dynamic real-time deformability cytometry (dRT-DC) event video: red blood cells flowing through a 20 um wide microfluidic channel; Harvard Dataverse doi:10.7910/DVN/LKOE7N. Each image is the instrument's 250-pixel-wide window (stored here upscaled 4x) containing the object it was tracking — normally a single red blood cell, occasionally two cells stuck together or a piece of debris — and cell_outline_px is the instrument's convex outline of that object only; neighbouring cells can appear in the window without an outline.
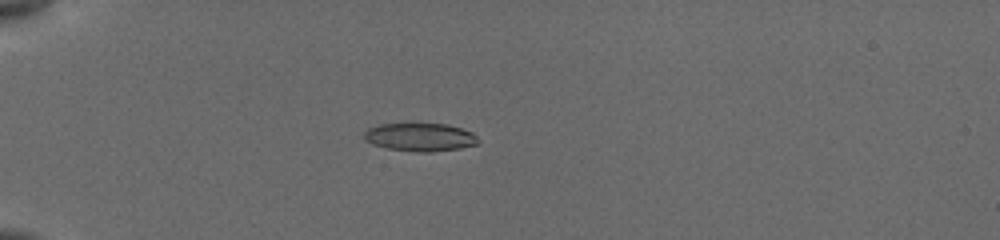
{"species": "common noctule bat (a hibernating species)", "species_latin": "Nyctalus noctula", "temperature_condition": "cold", "stored_images_in_passage": 45, "camera_frame_rate_fps": 3000, "um_per_image_px": 0.085, "animal": {"sex": "female", "body_mass_g": 19.5, "forearm_length_mm": 54.1}, "frame": {"image": 1, "passage_image": 8, "time_ms": 2.333, "image_size_px": [1000, 240], "cell_outline_px": [[480, 144], [460, 148], [432, 152], [420, 152], [388, 148], [372, 144], [364, 140], [364, 132], [368, 128], [380, 124], [448, 124], [472, 132], [476, 136]], "centroid_in_image_um": [35.72, 11.66], "position_along_channel_um": 49.3, "area_um2": 18.67}}
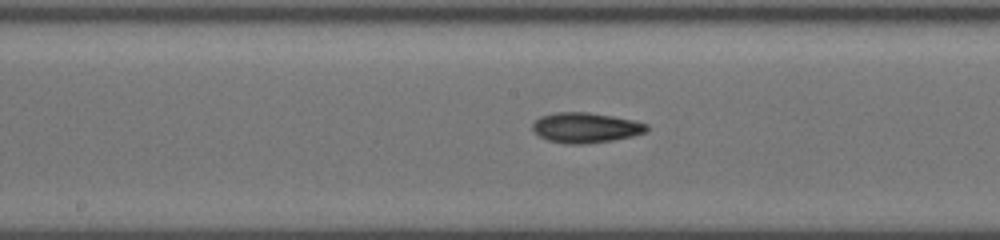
{"frame": {"image": 2, "passage_image": 22, "time_ms": 7.0, "image_size_px": [1000, 240], "cell_outline_px": [[648, 128], [644, 132], [632, 136], [612, 140], [584, 144], [564, 144], [548, 140], [532, 132], [532, 124], [540, 116], [556, 112], [588, 112], [612, 116], [632, 120], [648, 124]], "centroid_in_image_um": [49.73, 10.85], "position_along_channel_um": 198.5, "area_um2": 20.06}}
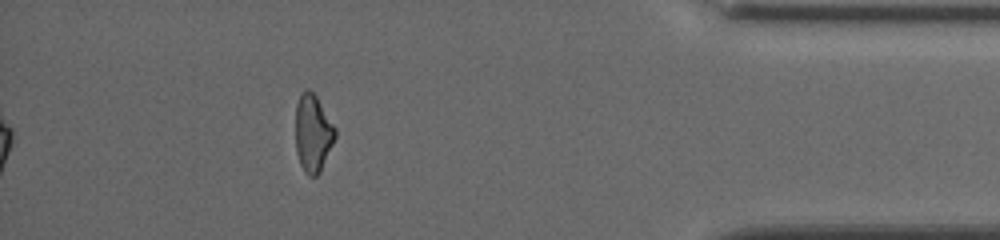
{"frame": {"image": 3, "passage_image": 40, "time_ms": 13.333, "image_size_px": [1000, 240], "cell_outline_px": [[336, 136], [320, 172], [316, 176], [308, 176], [304, 172], [300, 164], [296, 152], [296, 104], [300, 92], [304, 88], [308, 88], [316, 96], [336, 128]], "centroid_in_image_um": [26.58, 11.31], "position_along_channel_um": 408.6, "area_um2": 17.98}, "authors_computed_cell_mechanics": {"area_um2": 18.785, "velocity_mm_per_s": 3.8817, "shape_relaxation_time_tau1_ms": 4.6454, "shape_relaxation_time_tau2_ms": 5.6205, "deformation_change_tau1": 0.132, "deformation_change_tau2": 0.1351}}